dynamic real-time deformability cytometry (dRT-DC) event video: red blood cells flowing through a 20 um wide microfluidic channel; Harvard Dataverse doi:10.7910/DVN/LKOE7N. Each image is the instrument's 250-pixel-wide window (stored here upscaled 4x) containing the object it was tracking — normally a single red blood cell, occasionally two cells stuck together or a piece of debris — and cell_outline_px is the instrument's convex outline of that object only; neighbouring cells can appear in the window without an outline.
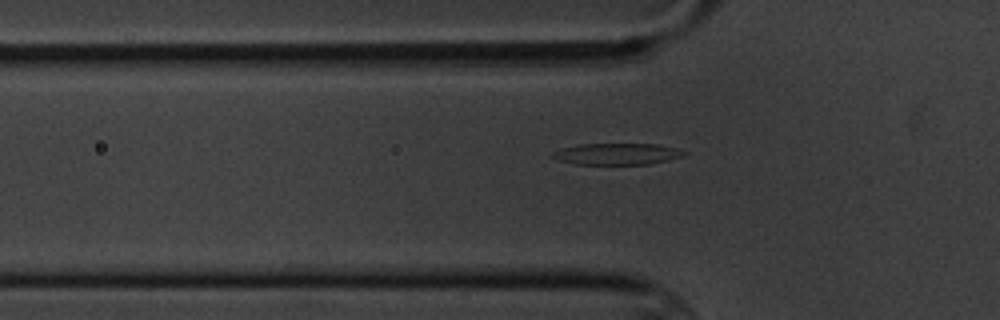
{"species": "common noctule bat (a hibernating species)", "species_latin": "Nyctalus noctula", "temperature_condition": "cold", "stored_images_in_passage": 6, "segment_of_instrument_passage": [2, 2], "camera_frame_rate_fps": 3000, "um_per_image_px": 0.085, "animal": {"sex": "male", "body_mass_g": 20.1, "forearm_length_mm": 53.5}, "frame": {"image": 1, "passage_image": 6, "time_ms": 6.667, "image_size_px": [1000, 320], "cell_outline_px": [[688, 152], [684, 156], [652, 164], [572, 164], [560, 160], [552, 156], [552, 152], [560, 148], [580, 144], [660, 144], [676, 148]], "centroid_in_image_um": [52.48, 13.08], "position_along_channel_um": 73.3, "area_um2": 16.53}}